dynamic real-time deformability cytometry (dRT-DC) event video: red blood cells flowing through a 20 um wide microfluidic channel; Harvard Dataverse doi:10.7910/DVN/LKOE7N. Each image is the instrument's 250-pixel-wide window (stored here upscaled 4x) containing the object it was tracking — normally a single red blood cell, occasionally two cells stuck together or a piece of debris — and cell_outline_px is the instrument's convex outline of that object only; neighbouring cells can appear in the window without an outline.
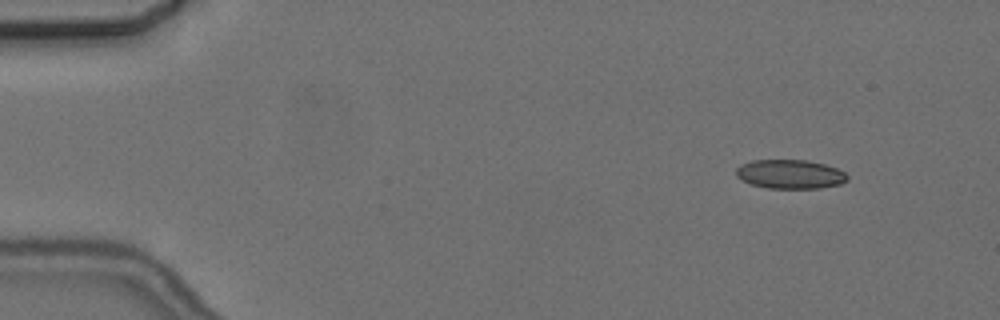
{"species": "common noctule bat (a hibernating species)", "species_latin": "Nyctalus noctula", "temperature_condition": "cold", "stored_images_in_passage": 6, "camera_frame_rate_fps": 3000, "um_per_image_px": 0.085, "animal": {"sex": "female", "body_mass_g": 24.6, "forearm_length_mm": 56.2}, "frame": {"image": 1, "passage_image": 2, "time_ms": 1.0, "image_size_px": [1000, 320], "cell_outline_px": [[848, 180], [840, 184], [820, 188], [768, 188], [752, 184], [736, 176], [736, 168], [740, 164], [752, 160], [808, 160], [824, 164], [836, 168], [844, 172], [848, 176]], "centroid_in_image_um": [67.16, 14.8], "position_along_channel_um": 17.8, "area_um2": 18.79}}